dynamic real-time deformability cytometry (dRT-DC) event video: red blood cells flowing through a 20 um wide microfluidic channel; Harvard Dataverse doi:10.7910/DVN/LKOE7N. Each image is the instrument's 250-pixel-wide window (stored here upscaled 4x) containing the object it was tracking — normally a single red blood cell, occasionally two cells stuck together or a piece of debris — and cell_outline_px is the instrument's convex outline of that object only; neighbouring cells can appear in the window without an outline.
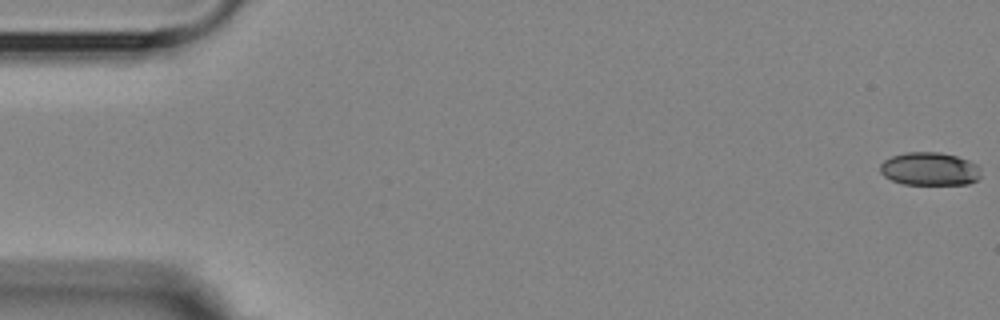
{"species": "Egyptian fruit bat (a non-hibernating species)", "species_latin": "Rousettus aegyptiacus", "temperature_condition": "room temperature", "stored_images_in_passage": 3, "camera_frame_rate_fps": 3000, "um_per_image_px": 0.085, "animal": {"sex": "female"}, "frame": {"image": 1, "passage_image": 1, "time_ms": 0.0, "image_size_px": [1000, 320], "cell_outline_px": [[980, 176], [976, 180], [968, 184], [904, 184], [892, 180], [884, 176], [880, 172], [880, 164], [884, 160], [892, 156], [904, 152], [940, 152], [956, 156], [968, 160], [976, 164], [980, 168]], "centroid_in_image_um": [79.01, 14.35], "position_along_channel_um": 6.0, "area_um2": 19.48}}
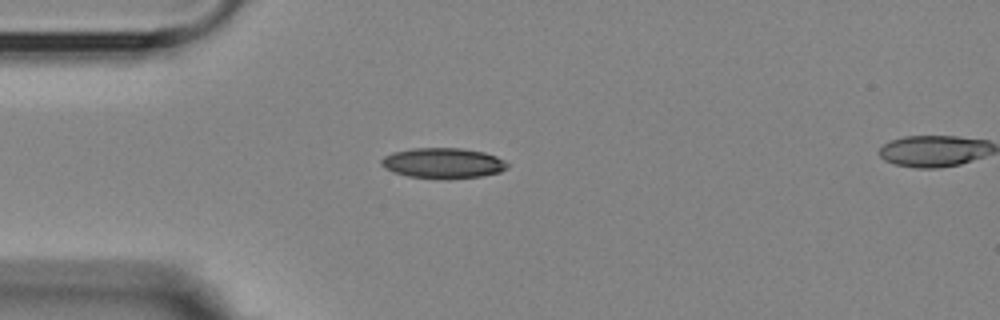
{"frame": {"image": 2, "passage_image": 2, "time_ms": 4.667, "image_size_px": [1000, 320], "cell_outline_px": [[508, 168], [500, 172], [484, 176], [448, 180], [408, 176], [392, 172], [384, 168], [380, 164], [380, 160], [384, 156], [392, 152], [412, 148], [460, 148], [484, 152], [496, 156], [504, 160], [508, 164]], "centroid_in_image_um": [37.65, 13.88], "position_along_channel_um": 47.3, "area_um2": 22.77}}